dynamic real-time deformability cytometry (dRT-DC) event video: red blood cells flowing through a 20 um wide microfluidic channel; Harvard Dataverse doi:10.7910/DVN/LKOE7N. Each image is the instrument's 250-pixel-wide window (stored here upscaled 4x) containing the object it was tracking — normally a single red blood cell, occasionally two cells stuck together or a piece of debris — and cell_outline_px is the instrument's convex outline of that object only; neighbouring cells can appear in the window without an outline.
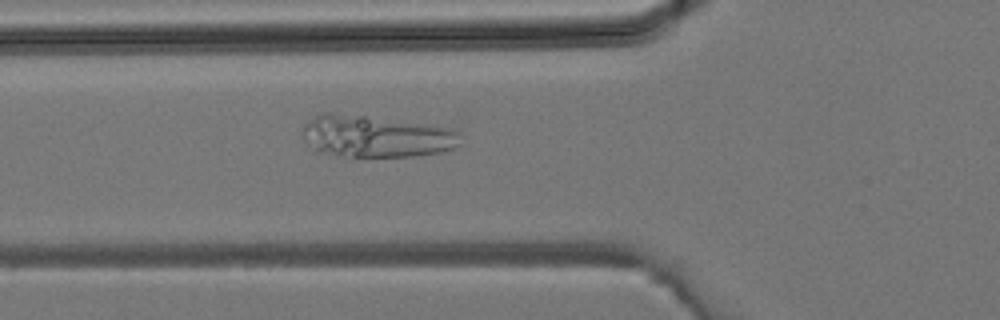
{"species": "common noctule bat (a hibernating species)", "species_latin": "Nyctalus noctula", "temperature_condition": "room temperature", "stored_images_in_passage": 30, "camera_frame_rate_fps": 3000, "um_per_image_px": 0.085, "animal": {"sex": "male", "body_mass_g": 19.2, "forearm_length_mm": 51.8}, "frame": {"image": 1, "passage_image": 7, "time_ms": 2.0, "image_size_px": [1000, 320], "cell_outline_px": [[464, 136], [460, 144], [456, 148], [440, 152], [412, 156], [344, 156], [316, 152], [304, 144], [300, 132], [304, 124], [308, 120], [320, 112], [328, 112], [364, 116], [452, 128], [460, 132]], "centroid_in_image_um": [31.9, 11.59], "position_along_channel_um": 93.9, "area_um2": 39.02}}
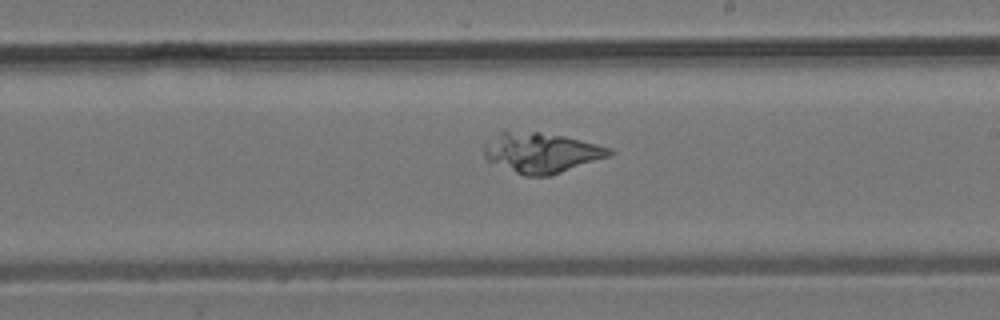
{"frame": {"image": 2, "passage_image": 15, "time_ms": 4.667, "image_size_px": [1000, 320], "cell_outline_px": [[616, 152], [612, 156], [548, 176], [524, 176], [488, 160], [484, 156], [484, 144], [500, 132], [540, 132], [564, 136], [612, 148]], "centroid_in_image_um": [46.07, 12.98], "position_along_channel_um": 242.9, "area_um2": 29.07}}
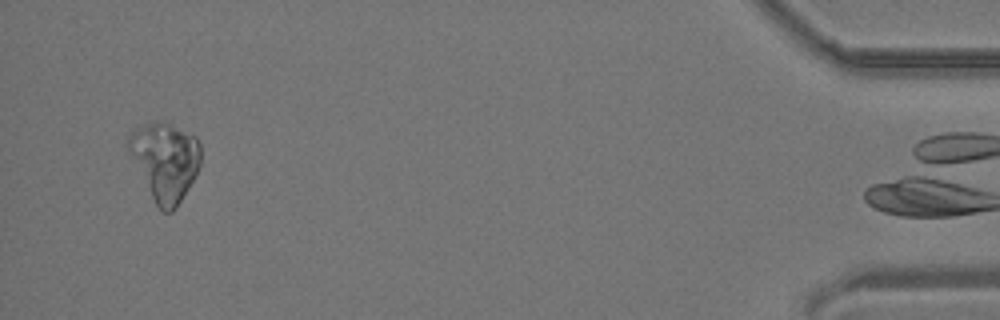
{"frame": {"image": 3, "passage_image": 29, "time_ms": 9.333, "image_size_px": [1000, 320], "cell_outline_px": [[200, 164], [188, 188], [176, 208], [172, 212], [160, 212], [128, 152], [124, 144], [128, 136], [136, 128], [152, 120], [160, 120], [196, 136], [200, 144]], "centroid_in_image_um": [13.99, 13.68], "position_along_channel_um": 421.2, "area_um2": 32.95}}